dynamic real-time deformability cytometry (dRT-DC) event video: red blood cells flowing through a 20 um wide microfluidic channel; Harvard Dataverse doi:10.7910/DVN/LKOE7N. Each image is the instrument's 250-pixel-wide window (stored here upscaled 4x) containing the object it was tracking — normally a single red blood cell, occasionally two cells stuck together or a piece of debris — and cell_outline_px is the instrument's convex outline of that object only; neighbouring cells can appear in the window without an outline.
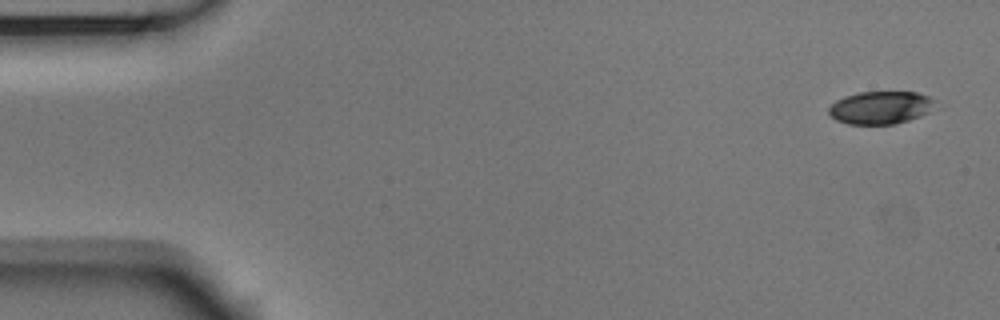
{"species": "Egyptian fruit bat (a non-hibernating species)", "species_latin": "Rousettus aegyptiacus", "temperature_condition": "room temperature", "stored_images_in_passage": 52, "camera_frame_rate_fps": 3000, "um_per_image_px": 0.085, "animal": {"sex": "male"}, "frame": {"image": 1, "passage_image": 1, "time_ms": 0.0, "image_size_px": [1000, 320], "cell_outline_px": [[936, 108], [920, 116], [896, 124], [848, 124], [836, 120], [828, 112], [828, 108], [836, 100], [844, 96], [860, 92], [916, 92], [928, 96], [936, 100]], "centroid_in_image_um": [74.88, 9.14], "position_along_channel_um": 10.1, "area_um2": 20.46}}
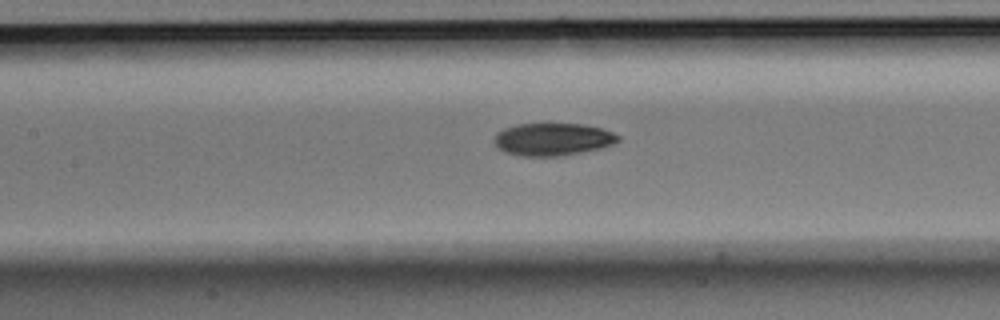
{"frame": {"image": 2, "passage_image": 23, "time_ms": 7.333, "image_size_px": [1000, 320], "cell_outline_px": [[620, 140], [612, 144], [600, 148], [564, 156], [520, 156], [504, 152], [496, 144], [496, 132], [504, 128], [516, 124], [584, 124], [600, 128], [612, 132], [620, 136]], "centroid_in_image_um": [46.99, 11.84], "position_along_channel_um": 160.4, "area_um2": 23.41}}
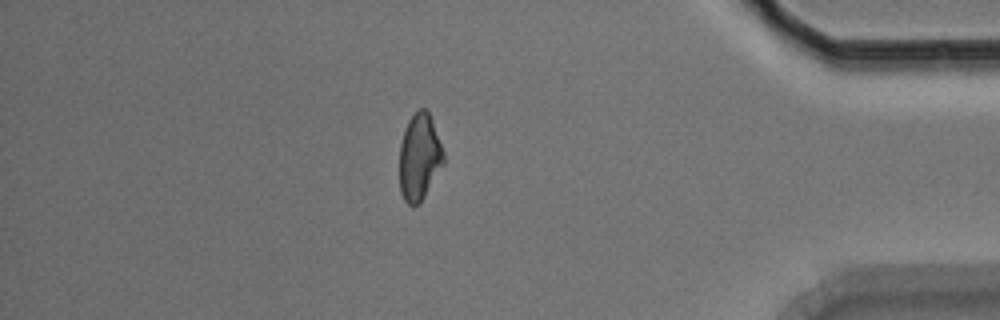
{"frame": {"image": 3, "passage_image": 45, "time_ms": 14.667, "image_size_px": [1000, 320], "cell_outline_px": [[444, 164], [420, 204], [412, 208], [404, 200], [400, 192], [400, 144], [404, 128], [408, 120], [416, 108], [424, 108], [428, 112], [432, 120], [444, 152]], "centroid_in_image_um": [35.64, 13.37], "position_along_channel_um": 399.6, "area_um2": 22.6}, "authors_computed_cell_mechanics": {"area_um2": 23.0911, "velocity_mm_per_s": 3.7584, "shape_relaxation_time_tau1_ms": 3.2564, "shape_relaxation_time_tau2_ms": 4.5518, "deformation_change_tau1": 0.1362, "deformation_change_tau2": 0.0996}}